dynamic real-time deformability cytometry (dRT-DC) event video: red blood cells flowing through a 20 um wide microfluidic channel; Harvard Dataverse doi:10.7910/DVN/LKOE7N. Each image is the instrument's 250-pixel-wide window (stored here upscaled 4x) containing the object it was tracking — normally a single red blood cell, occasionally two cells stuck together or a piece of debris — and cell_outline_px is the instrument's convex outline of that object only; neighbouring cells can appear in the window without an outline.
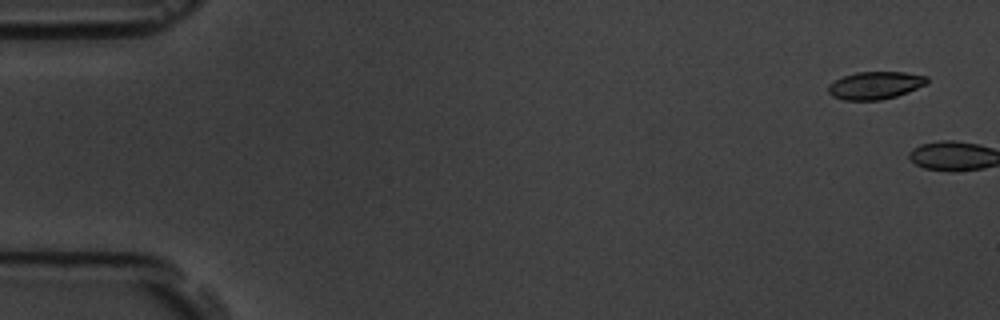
{"species": "common noctule bat (a hibernating species)", "species_latin": "Nyctalus noctula", "temperature_condition": "room temperature", "stored_images_in_passage": 2, "camera_frame_rate_fps": 3000, "um_per_image_px": 0.085, "animal": {"sex": "male", "body_mass_g": 19.5, "forearm_length_mm": 54.6}, "frame": {"image": 1, "passage_image": 1, "time_ms": 0.0, "image_size_px": [1000, 320], "cell_outline_px": [[928, 84], [908, 92], [896, 96], [880, 100], [844, 100], [832, 96], [828, 92], [828, 84], [844, 76], [856, 72], [904, 72], [928, 76]], "centroid_in_image_um": [74.41, 7.25], "position_along_channel_um": 10.6, "area_um2": 15.95}}